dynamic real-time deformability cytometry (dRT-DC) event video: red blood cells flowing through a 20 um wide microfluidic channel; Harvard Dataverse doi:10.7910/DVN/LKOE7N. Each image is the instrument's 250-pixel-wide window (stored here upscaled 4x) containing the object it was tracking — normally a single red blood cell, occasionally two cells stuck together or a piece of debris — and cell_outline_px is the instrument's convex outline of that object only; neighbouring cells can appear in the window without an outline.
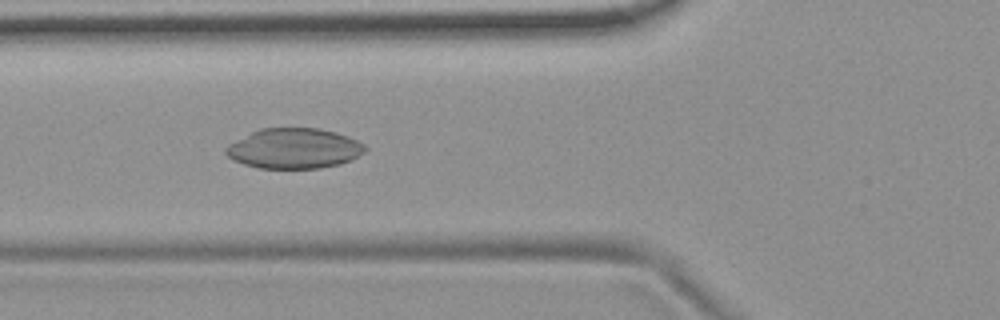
{"species": "common noctule bat (a hibernating species)", "species_latin": "Nyctalus noctula", "temperature_condition": "room temperature", "stored_images_in_passage": 52, "camera_frame_rate_fps": 3000, "um_per_image_px": 0.085, "animal": {"sex": "female", "body_mass_g": 19.9}, "frame": {"image": 1, "passage_image": 19, "time_ms": 6.0, "image_size_px": [1000, 320], "cell_outline_px": [[368, 148], [364, 152], [340, 164], [320, 168], [260, 168], [244, 164], [232, 160], [224, 152], [224, 148], [228, 144], [260, 128], [320, 128], [336, 132], [348, 136], [364, 144]], "centroid_in_image_um": [24.98, 12.61], "position_along_channel_um": 100.8, "area_um2": 32.6}}
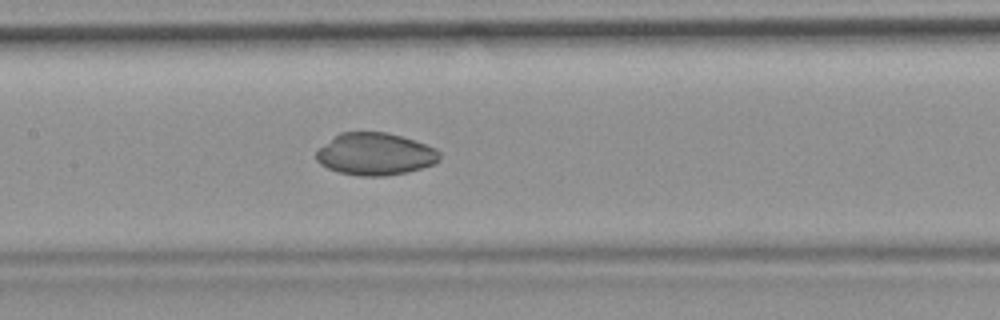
{"frame": {"image": 2, "passage_image": 25, "time_ms": 8.0, "image_size_px": [1000, 320], "cell_outline_px": [[440, 160], [432, 164], [408, 172], [384, 176], [360, 176], [340, 172], [328, 168], [320, 164], [316, 160], [316, 152], [320, 148], [340, 132], [388, 132], [436, 148], [440, 152]], "centroid_in_image_um": [31.89, 13.1], "position_along_channel_um": 175.5, "area_um2": 30.11}}
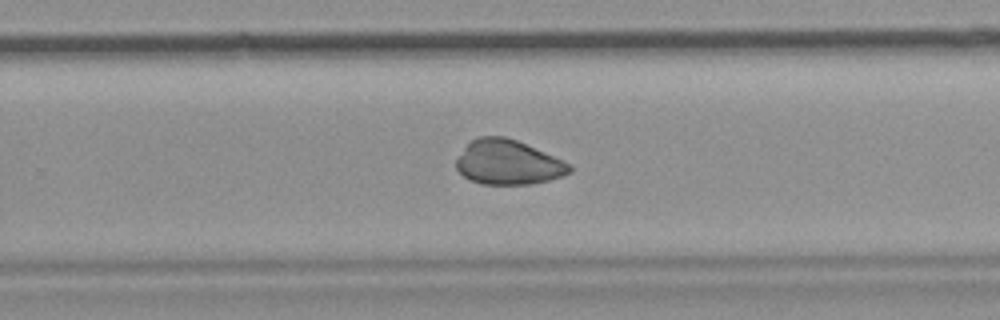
{"frame": {"image": 3, "passage_image": 34, "time_ms": 11.0, "image_size_px": [1000, 320], "cell_outline_px": [[572, 172], [548, 180], [528, 184], [484, 184], [468, 180], [456, 168], [456, 160], [464, 148], [472, 140], [480, 136], [504, 136], [516, 140], [564, 160], [572, 168]], "centroid_in_image_um": [43.17, 13.8], "position_along_channel_um": 286.6, "area_um2": 29.19}}